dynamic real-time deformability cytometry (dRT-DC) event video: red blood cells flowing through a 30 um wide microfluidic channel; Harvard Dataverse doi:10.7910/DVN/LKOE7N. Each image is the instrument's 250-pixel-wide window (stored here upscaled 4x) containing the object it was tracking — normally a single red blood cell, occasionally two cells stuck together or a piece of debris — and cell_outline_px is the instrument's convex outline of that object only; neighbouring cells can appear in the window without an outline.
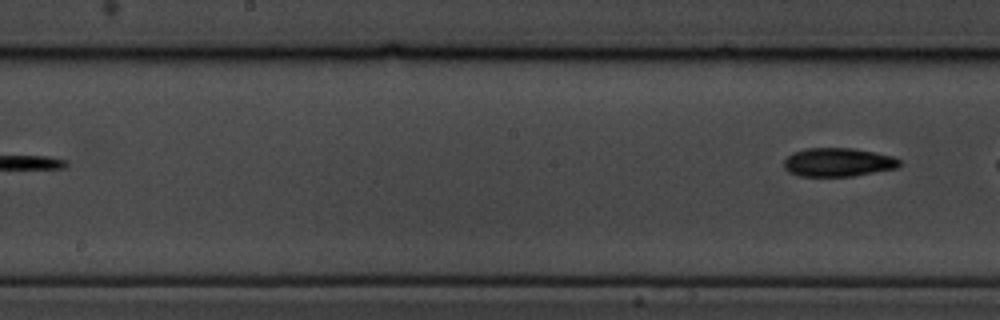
{"species": "common noctule bat (a hibernating species)", "species_latin": "Nyctalus noctula", "temperature_condition": "cold", "stored_images_in_passage": 7, "camera_frame_rate_fps": 3000, "um_per_image_px": 0.085, "animal": {"sex": "male", "body_mass_g": 19.5, "forearm_length_mm": 54.6}, "frame": {"image": 1, "passage_image": 7, "time_ms": 7.0, "image_size_px": [1000, 320], "cell_outline_px": [[904, 164], [896, 168], [852, 176], [796, 176], [788, 172], [784, 168], [784, 160], [792, 152], [804, 148], [852, 148], [876, 152], [892, 156], [900, 160]], "centroid_in_image_um": [71.22, 13.79], "position_along_channel_um": 177.0, "area_um2": 19.48}}